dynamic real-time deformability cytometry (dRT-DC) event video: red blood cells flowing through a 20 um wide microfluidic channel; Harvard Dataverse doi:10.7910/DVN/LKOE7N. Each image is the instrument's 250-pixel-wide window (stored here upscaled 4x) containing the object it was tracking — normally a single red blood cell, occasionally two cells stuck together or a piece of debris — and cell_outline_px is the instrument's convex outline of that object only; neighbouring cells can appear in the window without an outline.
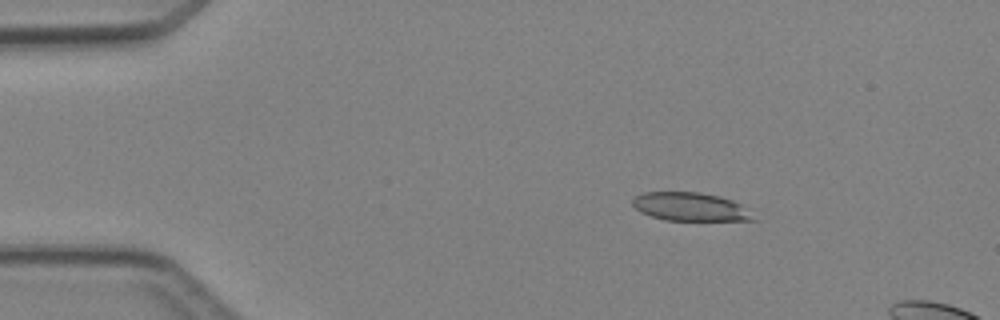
{"species": "Egyptian fruit bat (a non-hibernating species)", "species_latin": "Rousettus aegyptiacus", "temperature_condition": "cold", "stored_images_in_passage": 5, "camera_frame_rate_fps": 3000, "um_per_image_px": 0.085, "animal": {"sex": "female"}, "frame": {"image": 1, "passage_image": 3, "time_ms": 2.333, "image_size_px": [1000, 320], "cell_outline_px": [[756, 220], [664, 220], [640, 212], [632, 204], [632, 200], [636, 196], [644, 192], [700, 192], [720, 196], [732, 200], [740, 204]], "centroid_in_image_um": [58.62, 17.56], "position_along_channel_um": 26.4, "area_um2": 19.71}}